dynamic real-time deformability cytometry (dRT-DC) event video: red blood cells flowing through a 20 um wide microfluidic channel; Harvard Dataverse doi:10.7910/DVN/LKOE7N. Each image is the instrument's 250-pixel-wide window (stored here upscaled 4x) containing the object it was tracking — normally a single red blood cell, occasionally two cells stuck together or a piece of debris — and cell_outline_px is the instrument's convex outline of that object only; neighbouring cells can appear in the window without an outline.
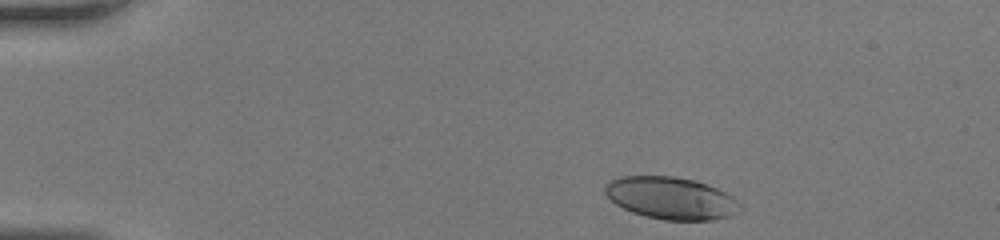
{"species": "human", "species_latin": "Homo sapiens", "temperature_condition": "room temperature", "stored_images_in_passage": 39, "camera_frame_rate_fps": 3000, "um_per_image_px": 0.085, "donor": {"sex": "female"}, "frame": {"image": 1, "passage_image": 2, "time_ms": 0.333, "image_size_px": [1000, 240], "cell_outline_px": [[744, 208], [740, 212], [732, 216], [712, 220], [664, 220], [644, 216], [632, 212], [616, 204], [604, 192], [604, 184], [608, 180], [620, 176], [672, 176], [696, 180], [716, 188], [732, 196]], "centroid_in_image_um": [57.04, 16.84], "position_along_channel_um": 28.0, "area_um2": 33.52}}
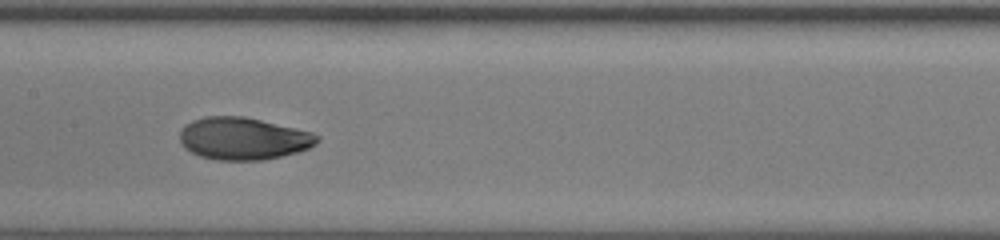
{"frame": {"image": 2, "passage_image": 18, "time_ms": 5.667, "image_size_px": [1000, 240], "cell_outline_px": [[320, 140], [316, 144], [308, 148], [296, 152], [264, 160], [216, 160], [200, 156], [184, 148], [180, 144], [180, 132], [184, 124], [192, 120], [204, 116], [244, 116], [312, 132], [320, 136]], "centroid_in_image_um": [20.65, 11.77], "position_along_channel_um": 186.7, "area_um2": 33.99}}
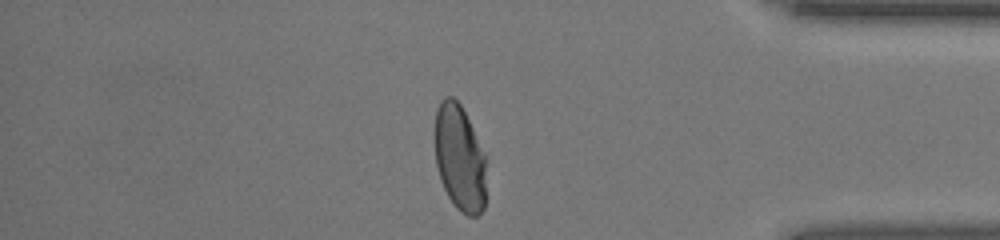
{"frame": {"image": 3, "passage_image": 33, "time_ms": 10.667, "image_size_px": [1000, 240], "cell_outline_px": [[484, 208], [476, 216], [468, 216], [460, 212], [456, 208], [448, 196], [440, 180], [436, 164], [432, 136], [436, 108], [440, 100], [444, 96], [452, 96], [460, 104], [472, 128], [484, 156]], "centroid_in_image_um": [38.98, 13.39], "position_along_channel_um": 396.2, "area_um2": 31.96}}